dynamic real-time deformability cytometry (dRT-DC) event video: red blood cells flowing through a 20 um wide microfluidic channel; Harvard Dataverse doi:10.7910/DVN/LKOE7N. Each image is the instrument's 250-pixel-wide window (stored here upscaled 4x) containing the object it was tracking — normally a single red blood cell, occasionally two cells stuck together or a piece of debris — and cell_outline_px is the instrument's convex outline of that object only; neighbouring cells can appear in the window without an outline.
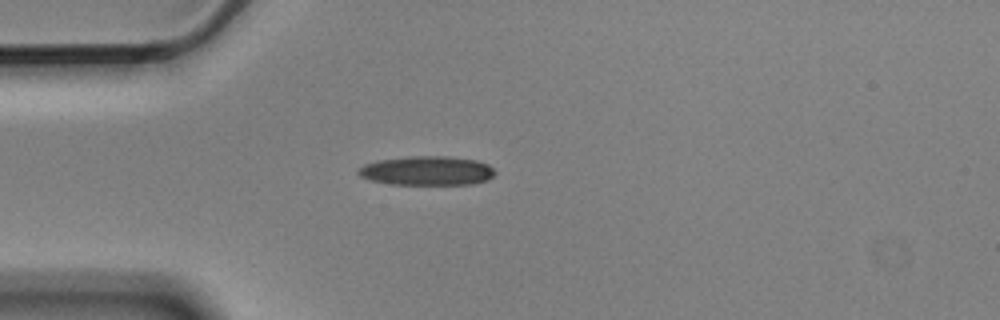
{"species": "Egyptian fruit bat (a non-hibernating species)", "species_latin": "Rousettus aegyptiacus", "temperature_condition": "cold", "stored_images_in_passage": 1, "camera_frame_rate_fps": 3000, "um_per_image_px": 0.085, "animal": {"sex": "male"}, "frame": {"image": 1, "passage_image": 1, "time_ms": 0.0, "image_size_px": [1000, 320], "cell_outline_px": [[496, 172], [488, 180], [472, 184], [392, 184], [372, 180], [360, 176], [356, 172], [356, 168], [364, 164], [376, 160], [408, 156], [448, 156], [476, 160], [488, 164]], "centroid_in_image_um": [36.26, 14.5], "position_along_channel_um": 48.7, "area_um2": 23.35}}